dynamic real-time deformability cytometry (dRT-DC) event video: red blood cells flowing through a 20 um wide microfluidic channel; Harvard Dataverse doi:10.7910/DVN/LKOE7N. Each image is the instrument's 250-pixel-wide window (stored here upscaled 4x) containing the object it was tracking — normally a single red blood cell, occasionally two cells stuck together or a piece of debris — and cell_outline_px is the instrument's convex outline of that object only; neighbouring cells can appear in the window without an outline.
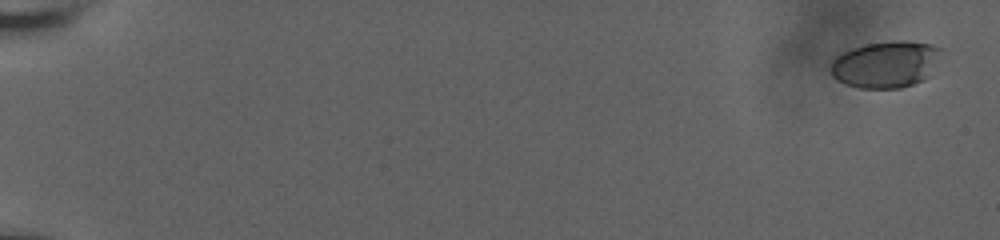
{"species": "human", "species_latin": "Homo sapiens", "temperature_condition": "room temperature", "stored_images_in_passage": 59, "camera_frame_rate_fps": 3000, "um_per_image_px": 0.085, "donor": {"sex": "male"}, "frame": {"image": 1, "passage_image": 1, "time_ms": 0.0, "image_size_px": [1000, 240], "cell_outline_px": [[944, 48], [928, 76], [924, 80], [900, 88], [860, 88], [844, 84], [836, 80], [832, 76], [832, 60], [836, 56], [852, 48], [864, 44], [932, 44]], "centroid_in_image_um": [75.25, 5.53], "position_along_channel_um": 9.7, "area_um2": 29.07}}
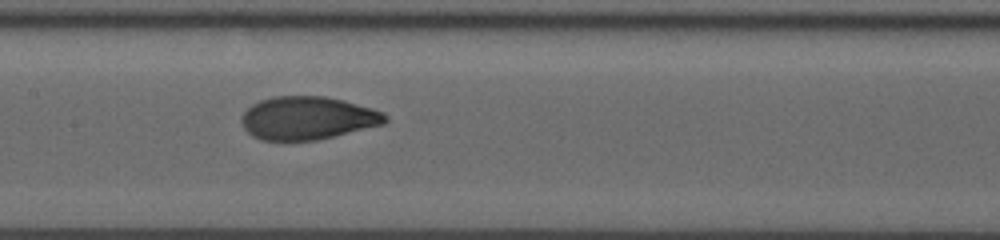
{"frame": {"image": 2, "passage_image": 32, "time_ms": 10.333, "image_size_px": [1000, 240], "cell_outline_px": [[388, 120], [384, 124], [316, 140], [264, 140], [252, 136], [244, 128], [240, 120], [240, 116], [252, 104], [260, 100], [272, 96], [324, 96], [372, 108], [384, 112], [388, 116]], "centroid_in_image_um": [26.12, 10.03], "position_along_channel_um": 181.3, "area_um2": 35.95}}
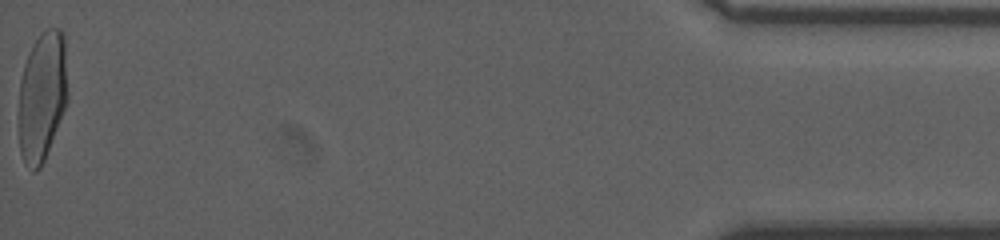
{"frame": {"image": 3, "passage_image": 59, "time_ms": 19.333, "image_size_px": [1000, 240], "cell_outline_px": [[68, 100], [44, 160], [40, 168], [36, 172], [32, 172], [24, 160], [20, 152], [20, 80], [24, 64], [28, 52], [32, 44], [48, 28], [60, 28], [64, 36], [68, 92]], "centroid_in_image_um": [3.6, 8.16], "position_along_channel_um": 431.6, "area_um2": 36.76}, "authors_computed_cell_mechanics": {"area_um2": 35.6048, "velocity_mm_per_s": 3.7527, "shape_relaxation_time_tau1_ms": 4.9462, "shape_relaxation_time_tau2_ms": null, "deformation_change_tau1": 0.2117, "deformation_change_tau2": null}}